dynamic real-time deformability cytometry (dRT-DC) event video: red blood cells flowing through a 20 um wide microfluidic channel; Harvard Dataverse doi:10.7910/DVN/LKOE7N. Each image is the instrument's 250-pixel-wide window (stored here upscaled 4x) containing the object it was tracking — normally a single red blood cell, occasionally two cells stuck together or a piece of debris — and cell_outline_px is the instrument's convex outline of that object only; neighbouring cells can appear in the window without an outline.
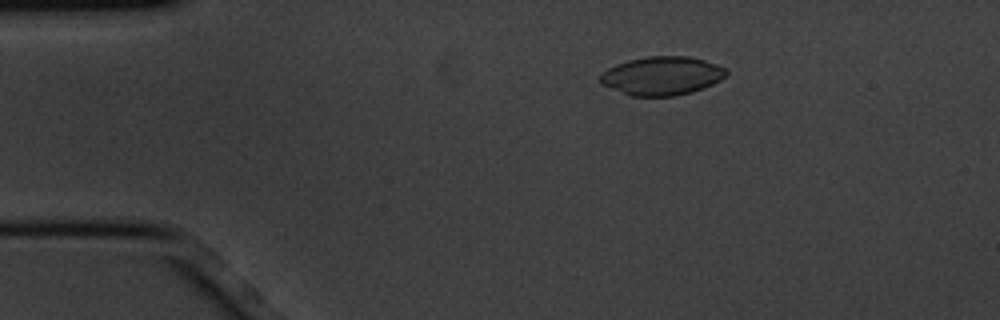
{"species": "common noctule bat (a hibernating species)", "species_latin": "Nyctalus noctula", "temperature_condition": "cold", "stored_images_in_passage": 2, "camera_frame_rate_fps": 3000, "um_per_image_px": 0.085, "animal": {"sex": "male", "body_mass_g": 20.1, "forearm_length_mm": 53.5}, "frame": {"image": 1, "passage_image": 1, "time_ms": 0.0, "image_size_px": [1000, 320], "cell_outline_px": [[728, 72], [720, 80], [704, 88], [692, 92], [676, 96], [632, 96], [600, 84], [600, 72], [616, 64], [628, 60], [648, 56], [688, 56], [704, 60], [716, 64], [724, 68]], "centroid_in_image_um": [56.24, 6.44], "position_along_channel_um": 28.8, "area_um2": 28.38}}